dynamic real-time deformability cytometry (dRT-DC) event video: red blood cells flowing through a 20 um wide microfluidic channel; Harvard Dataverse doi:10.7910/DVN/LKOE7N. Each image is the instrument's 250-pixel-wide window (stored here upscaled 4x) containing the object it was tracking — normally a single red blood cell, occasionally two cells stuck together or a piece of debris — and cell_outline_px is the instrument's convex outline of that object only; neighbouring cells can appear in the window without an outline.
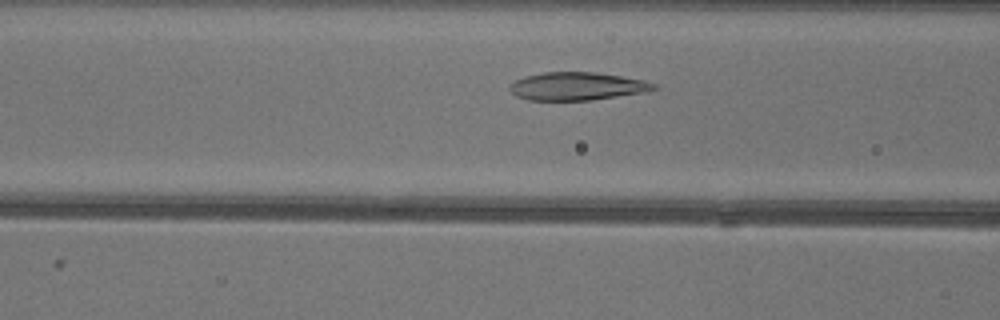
{"species": "common noctule bat (a hibernating species)", "species_latin": "Nyctalus noctula", "temperature_condition": "warm", "stored_images_in_passage": 39, "camera_frame_rate_fps": 3000, "um_per_image_px": 0.085, "animal": {"sex": "female"}, "frame": {"image": 1, "passage_image": 9, "time_ms": 2.667, "image_size_px": [1000, 320], "cell_outline_px": [[660, 88], [648, 92], [592, 100], [528, 100], [516, 96], [508, 88], [508, 84], [524, 76], [544, 72], [596, 72], [620, 76], [640, 80], [656, 84]], "centroid_in_image_um": [49.05, 7.33], "position_along_channel_um": 117.6, "area_um2": 23.64}}
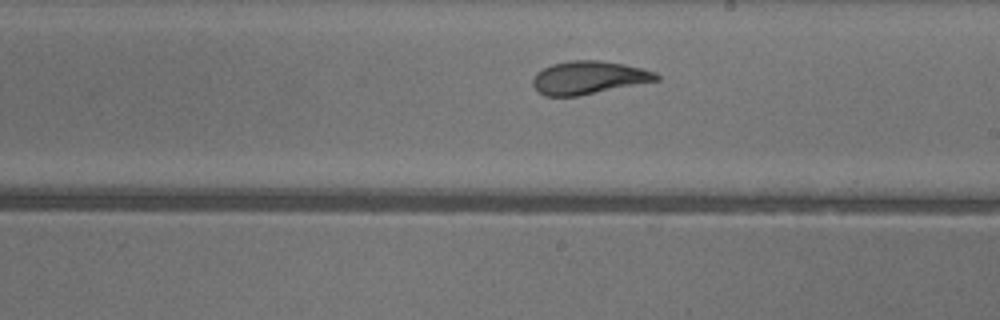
{"frame": {"image": 2, "passage_image": 18, "time_ms": 5.667, "image_size_px": [1000, 320], "cell_outline_px": [[660, 80], [580, 96], [544, 96], [532, 84], [532, 80], [536, 72], [552, 64], [568, 60], [600, 60], [624, 64], [656, 72], [660, 76]], "centroid_in_image_um": [50.05, 6.6], "position_along_channel_um": 239.0, "area_um2": 23.93}}
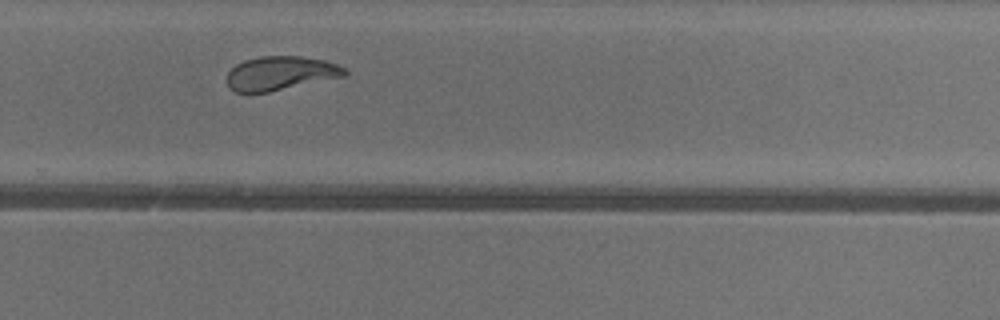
{"frame": {"image": 3, "passage_image": 23, "time_ms": 7.333, "image_size_px": [1000, 320], "cell_outline_px": [[348, 76], [268, 92], [236, 92], [228, 88], [228, 72], [236, 64], [244, 60], [260, 56], [300, 56], [324, 60], [336, 64], [344, 68], [348, 72]], "centroid_in_image_um": [23.87, 6.22], "position_along_channel_um": 305.9, "area_um2": 23.35}, "authors_computed_cell_mechanics": {"area_um2": 23.0622, "velocity_mm_per_s": 4.0407, "shape_relaxation_time_tau1_ms": 6.9645, "shape_relaxation_time_tau2_ms": 1.1022, "deformation_change_tau1": 0.2158, "deformation_change_tau2": 0.0701}}